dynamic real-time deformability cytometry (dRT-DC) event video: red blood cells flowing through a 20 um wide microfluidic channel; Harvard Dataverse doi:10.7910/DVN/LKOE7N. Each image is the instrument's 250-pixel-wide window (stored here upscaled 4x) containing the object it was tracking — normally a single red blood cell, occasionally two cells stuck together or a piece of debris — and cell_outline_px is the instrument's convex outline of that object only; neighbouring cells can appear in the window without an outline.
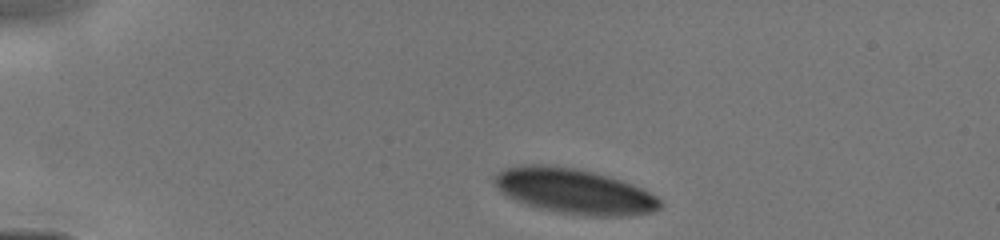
{"species": "human", "species_latin": "Homo sapiens", "temperature_condition": "cold", "stored_images_in_passage": 10, "camera_frame_rate_fps": 3000, "um_per_image_px": 0.085, "donor": {"sex": "male"}, "frame": {"image": 1, "passage_image": 1, "time_ms": 0.0, "image_size_px": [1000, 240], "cell_outline_px": [[664, 204], [660, 208], [652, 212], [632, 216], [596, 216], [560, 212], [540, 208], [528, 204], [508, 196], [496, 184], [496, 176], [504, 168], [524, 164], [548, 164], [576, 168], [608, 176], [632, 184], [656, 196]], "centroid_in_image_um": [48.88, 16.25], "position_along_channel_um": 36.1, "area_um2": 43.0}}
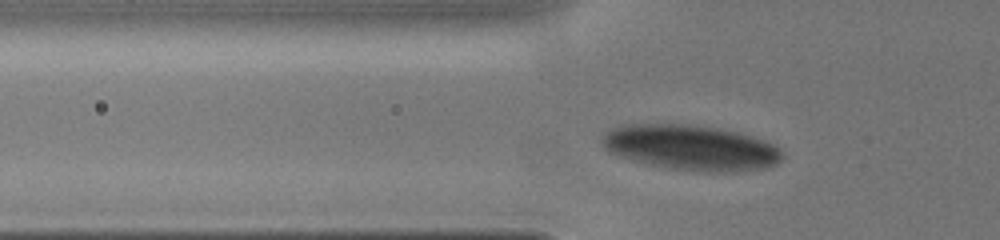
{"frame": {"image": 2, "passage_image": 6, "time_ms": 2.0, "image_size_px": [1000, 240], "cell_outline_px": [[784, 156], [776, 164], [768, 168], [736, 172], [704, 172], [668, 168], [632, 160], [616, 156], [608, 152], [604, 148], [600, 140], [600, 136], [604, 132], [620, 124], [688, 124], [716, 128], [736, 132], [752, 136], [776, 144], [784, 152]], "centroid_in_image_um": [58.72, 12.55], "position_along_channel_um": 67.1, "area_um2": 48.26}}
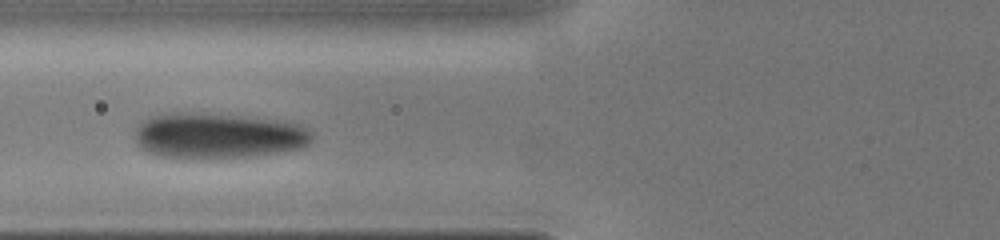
{"frame": {"image": 3, "passage_image": 8, "time_ms": 3.0, "image_size_px": [1000, 240], "cell_outline_px": [[312, 140], [304, 148], [248, 156], [156, 156], [140, 148], [136, 144], [136, 128], [140, 120], [148, 116], [172, 112], [192, 112], [276, 120], [296, 124], [304, 128], [312, 136]], "centroid_in_image_um": [18.44, 11.5], "position_along_channel_um": 107.4, "area_um2": 46.01}}